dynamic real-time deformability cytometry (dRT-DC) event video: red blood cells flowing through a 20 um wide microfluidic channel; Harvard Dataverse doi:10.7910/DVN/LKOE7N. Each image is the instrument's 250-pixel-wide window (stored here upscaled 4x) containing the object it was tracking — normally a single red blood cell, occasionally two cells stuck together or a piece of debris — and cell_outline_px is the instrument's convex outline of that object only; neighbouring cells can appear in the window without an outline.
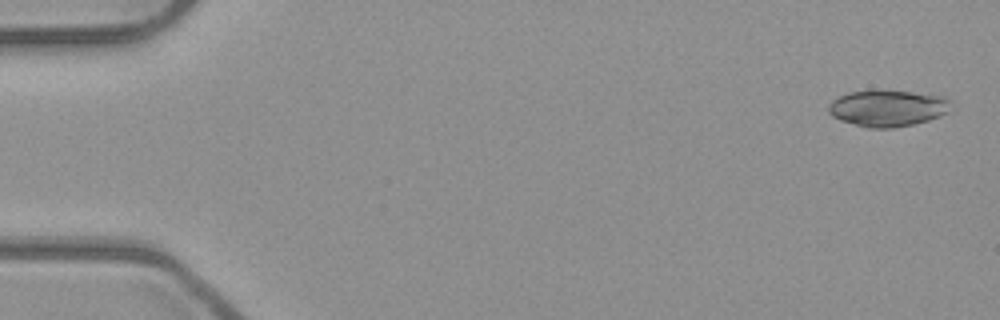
{"species": "common noctule bat (a hibernating species)", "species_latin": "Nyctalus noctula", "temperature_condition": "room temperature", "stored_images_in_passage": 5, "camera_frame_rate_fps": 3000, "um_per_image_px": 0.085, "animal": {"sex": "male", "body_mass_g": 23.1, "forearm_length_mm": 52.7}, "frame": {"image": 1, "passage_image": 1, "time_ms": 0.0, "image_size_px": [1000, 320], "cell_outline_px": [[952, 100], [948, 112], [940, 116], [928, 120], [912, 124], [892, 128], [868, 128], [840, 120], [832, 116], [828, 112], [828, 104], [832, 100], [848, 92], [912, 92], [944, 96]], "centroid_in_image_um": [75.46, 9.22], "position_along_channel_um": 9.5, "area_um2": 25.61}}
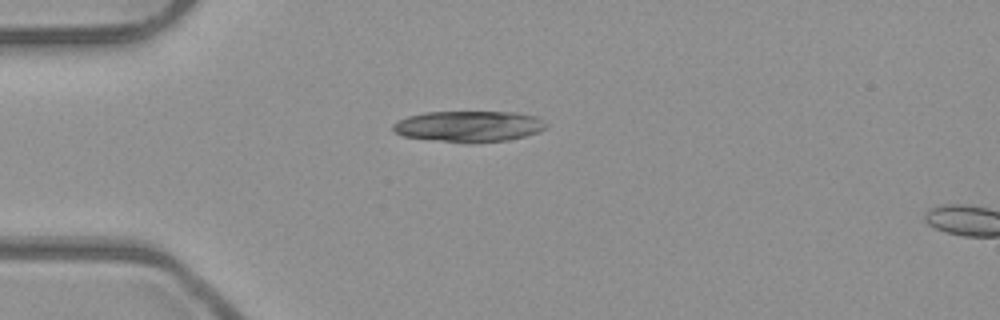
{"frame": {"image": 2, "passage_image": 4, "time_ms": 1.0, "image_size_px": [1000, 320], "cell_outline_px": [[548, 124], [544, 128], [536, 132], [524, 136], [508, 140], [468, 144], [404, 136], [392, 132], [392, 124], [408, 116], [424, 112], [512, 112], [536, 116]], "centroid_in_image_um": [39.82, 10.74], "position_along_channel_um": 45.2, "area_um2": 27.69}}